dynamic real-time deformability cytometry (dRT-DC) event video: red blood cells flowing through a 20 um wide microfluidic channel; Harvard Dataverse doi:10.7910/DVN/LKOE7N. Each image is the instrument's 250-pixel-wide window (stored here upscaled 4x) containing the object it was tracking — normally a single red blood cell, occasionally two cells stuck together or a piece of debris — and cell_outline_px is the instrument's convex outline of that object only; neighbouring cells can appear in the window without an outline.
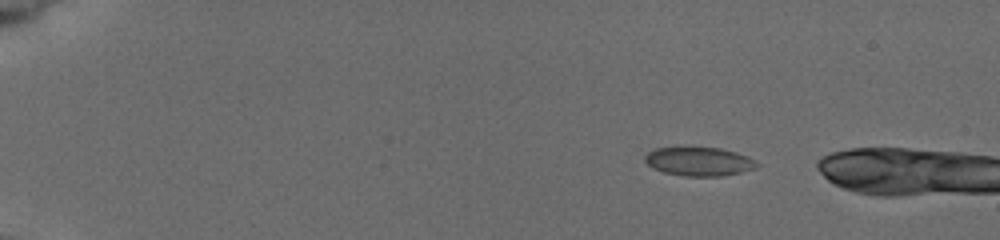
{"species": "common noctule bat (a hibernating species)", "species_latin": "Nyctalus noctula", "temperature_condition": "cold", "stored_images_in_passage": 5, "camera_frame_rate_fps": 3000, "um_per_image_px": 0.085, "animal": {"sex": "female", "body_mass_g": 19.5, "forearm_length_mm": 54.1}, "frame": {"image": 1, "passage_image": 3, "time_ms": 2.333, "image_size_px": [1000, 240], "cell_outline_px": [[760, 164], [756, 168], [724, 176], [684, 176], [664, 172], [652, 168], [644, 160], [644, 156], [648, 152], [656, 148], [676, 144], [692, 144], [720, 148], [736, 152], [748, 156], [756, 160]], "centroid_in_image_um": [59.38, 13.66], "position_along_channel_um": 25.6, "area_um2": 19.88}}